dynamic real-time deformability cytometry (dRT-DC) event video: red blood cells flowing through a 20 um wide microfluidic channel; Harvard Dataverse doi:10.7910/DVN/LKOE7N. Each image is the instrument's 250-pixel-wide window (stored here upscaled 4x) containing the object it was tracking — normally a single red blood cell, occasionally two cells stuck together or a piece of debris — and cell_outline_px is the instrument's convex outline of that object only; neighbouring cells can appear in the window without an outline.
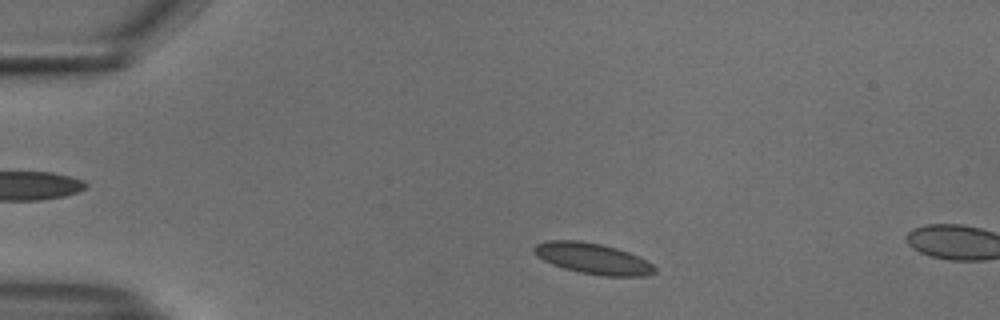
{"species": "common noctule bat (a hibernating species)", "species_latin": "Nyctalus noctula", "temperature_condition": "cold", "stored_images_in_passage": 8, "camera_frame_rate_fps": 3000, "um_per_image_px": 0.085, "animal": {"sex": "male", "body_mass_g": 18.8}, "frame": {"image": 1, "passage_image": 5, "time_ms": 1.333, "image_size_px": [1000, 320], "cell_outline_px": [[656, 272], [648, 276], [604, 276], [580, 272], [564, 268], [552, 264], [536, 256], [532, 252], [532, 248], [536, 244], [548, 240], [580, 240], [600, 244], [616, 248], [628, 252], [652, 264], [656, 268]], "centroid_in_image_um": [50.36, 21.97], "position_along_channel_um": 34.6, "area_um2": 21.68}}